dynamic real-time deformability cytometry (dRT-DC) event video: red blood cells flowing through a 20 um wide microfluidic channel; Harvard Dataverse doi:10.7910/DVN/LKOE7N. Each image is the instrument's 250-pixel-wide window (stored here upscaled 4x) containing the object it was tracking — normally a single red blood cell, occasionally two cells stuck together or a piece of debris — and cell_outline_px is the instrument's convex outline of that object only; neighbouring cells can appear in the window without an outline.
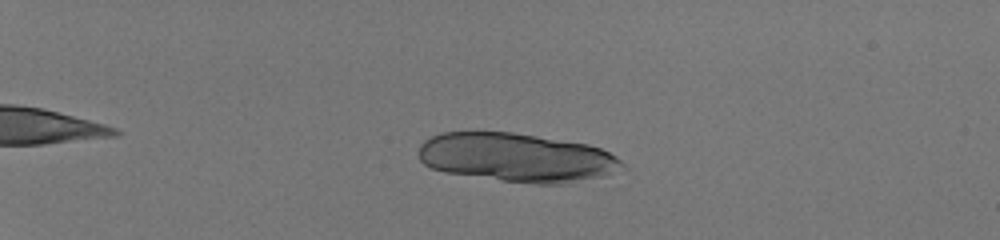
{"species": "human", "species_latin": "Homo sapiens", "temperature_condition": "room temperature", "stored_images_in_passage": 41, "camera_frame_rate_fps": 3000, "um_per_image_px": 0.085, "donor": {"sex": "male"}, "frame": {"image": 1, "passage_image": 10, "time_ms": 3.0, "image_size_px": [1000, 240], "cell_outline_px": [[628, 168], [608, 176], [568, 184], [536, 184], [504, 180], [448, 172], [432, 168], [424, 164], [420, 160], [420, 144], [424, 140], [440, 132], [512, 132], [588, 144], [600, 148], [616, 156]], "centroid_in_image_um": [44.01, 13.4], "position_along_channel_um": 41.0, "area_um2": 58.09}}
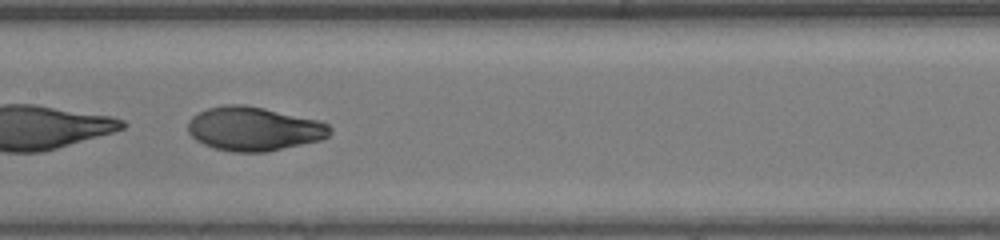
{"frame": {"image": 2, "passage_image": 28, "time_ms": 9.0, "image_size_px": [1000, 240], "cell_outline_px": [[332, 132], [328, 136], [320, 140], [264, 152], [232, 152], [216, 148], [204, 144], [196, 140], [188, 132], [188, 120], [192, 116], [208, 108], [224, 104], [244, 104], [264, 108], [320, 120], [328, 124], [332, 128]], "centroid_in_image_um": [21.58, 10.93], "position_along_channel_um": 185.8, "area_um2": 36.36}}
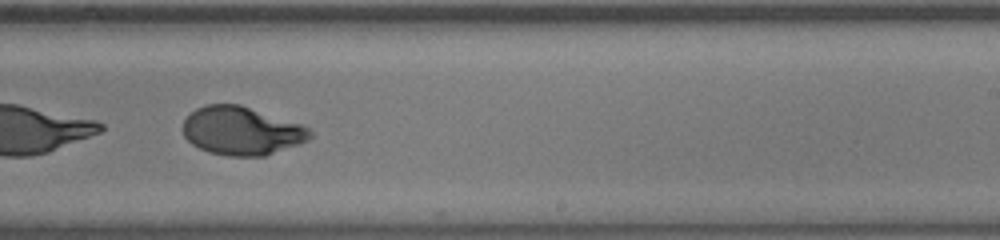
{"frame": {"image": 3, "passage_image": 34, "time_ms": 11.0, "image_size_px": [1000, 240], "cell_outline_px": [[312, 136], [308, 140], [264, 156], [228, 156], [208, 152], [192, 144], [184, 136], [184, 120], [196, 108], [204, 104], [240, 104], [300, 124], [308, 128], [312, 132]], "centroid_in_image_um": [20.52, 11.12], "position_along_channel_um": 268.5, "area_um2": 35.55}}